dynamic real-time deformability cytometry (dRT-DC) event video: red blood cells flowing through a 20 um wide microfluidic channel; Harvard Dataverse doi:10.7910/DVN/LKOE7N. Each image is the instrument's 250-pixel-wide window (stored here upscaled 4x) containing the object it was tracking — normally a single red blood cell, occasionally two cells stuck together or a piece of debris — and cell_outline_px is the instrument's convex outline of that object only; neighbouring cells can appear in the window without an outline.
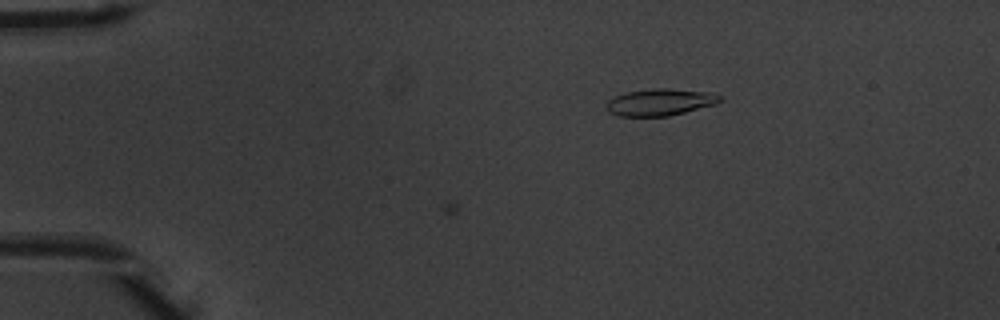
{"species": "common noctule bat (a hibernating species)", "species_latin": "Nyctalus noctula", "temperature_condition": "warm", "stored_images_in_passage": 15, "camera_frame_rate_fps": 3000, "um_per_image_px": 0.085, "animal": {"sex": "male", "body_mass_g": 20.1, "forearm_length_mm": 53.5}, "frame": {"image": 1, "passage_image": 15, "time_ms": 4.667, "image_size_px": [1000, 320], "cell_outline_px": [[724, 100], [716, 104], [668, 116], [620, 116], [608, 112], [604, 104], [608, 100], [624, 92], [652, 88], [668, 88], [712, 92], [724, 96]], "centroid_in_image_um": [56.13, 8.67], "position_along_channel_um": 28.9, "area_um2": 18.09}}